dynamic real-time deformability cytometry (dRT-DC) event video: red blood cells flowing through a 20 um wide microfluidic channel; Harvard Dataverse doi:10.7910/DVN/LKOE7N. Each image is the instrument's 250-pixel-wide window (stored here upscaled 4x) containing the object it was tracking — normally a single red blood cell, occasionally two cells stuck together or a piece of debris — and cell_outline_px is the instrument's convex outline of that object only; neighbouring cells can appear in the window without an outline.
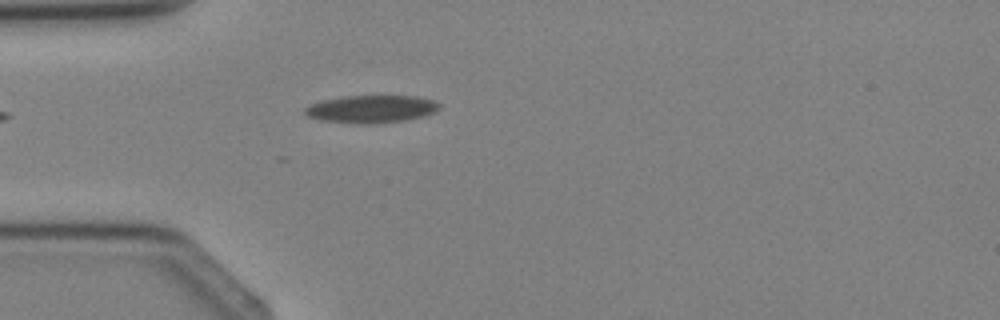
{"species": "Egyptian fruit bat (a non-hibernating species)", "species_latin": "Rousettus aegyptiacus", "temperature_condition": "cold", "stored_images_in_passage": 3, "camera_frame_rate_fps": 3000, "um_per_image_px": 0.085, "animal": {"sex": "female"}, "frame": {"image": 1, "passage_image": 3, "time_ms": 2.333, "image_size_px": [1000, 320], "cell_outline_px": [[440, 108], [436, 112], [424, 116], [404, 120], [368, 124], [320, 120], [308, 116], [304, 112], [304, 108], [312, 104], [324, 100], [344, 96], [416, 96], [432, 100], [440, 104]], "centroid_in_image_um": [31.59, 9.26], "position_along_channel_um": 53.4, "area_um2": 21.39}}